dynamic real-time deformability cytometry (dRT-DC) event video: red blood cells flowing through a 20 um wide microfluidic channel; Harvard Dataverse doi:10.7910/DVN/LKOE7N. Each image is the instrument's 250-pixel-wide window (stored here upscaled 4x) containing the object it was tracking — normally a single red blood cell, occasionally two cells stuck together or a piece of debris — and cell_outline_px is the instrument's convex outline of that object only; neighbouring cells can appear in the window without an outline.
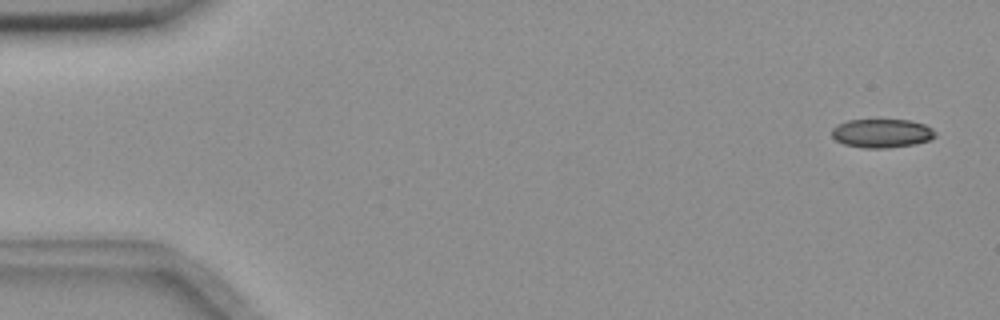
{"species": "common noctule bat (a hibernating species)", "species_latin": "Nyctalus noctula", "temperature_condition": "room temperature", "stored_images_in_passage": 2, "camera_frame_rate_fps": 3000, "um_per_image_px": 0.085, "animal": {"sex": "female", "body_mass_g": 18.4}, "frame": {"image": 1, "passage_image": 1, "time_ms": 0.0, "image_size_px": [1000, 320], "cell_outline_px": [[936, 136], [928, 140], [916, 144], [884, 148], [864, 148], [844, 144], [836, 140], [832, 136], [832, 128], [836, 124], [848, 120], [912, 120], [924, 124], [932, 128], [936, 132]], "centroid_in_image_um": [74.95, 11.32], "position_along_channel_um": 10.0, "area_um2": 17.4}}